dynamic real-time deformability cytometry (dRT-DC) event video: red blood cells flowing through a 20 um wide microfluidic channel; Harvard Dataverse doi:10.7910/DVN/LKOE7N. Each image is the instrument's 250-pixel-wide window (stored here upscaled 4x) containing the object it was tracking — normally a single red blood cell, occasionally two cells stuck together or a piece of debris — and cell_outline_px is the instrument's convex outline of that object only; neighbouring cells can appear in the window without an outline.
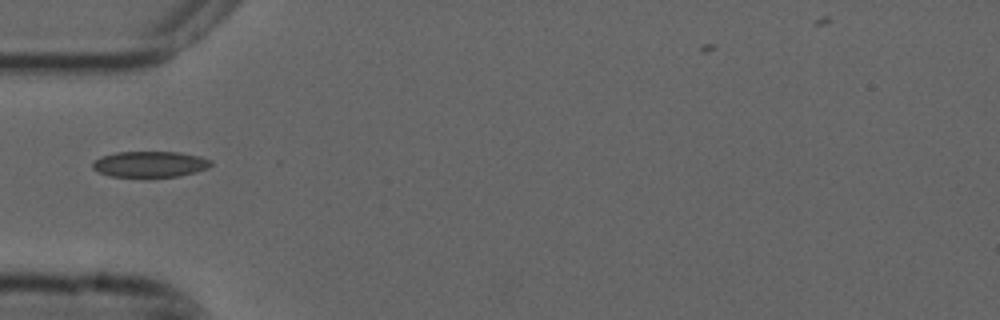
{"species": "common noctule bat (a hibernating species)", "species_latin": "Nyctalus noctula", "temperature_condition": "cold", "stored_images_in_passage": 19, "camera_frame_rate_fps": 3000, "um_per_image_px": 0.085, "animal": {"sex": "male", "forearm_length_mm": 52.5}, "frame": {"image": 1, "passage_image": 1, "time_ms": 0.0, "image_size_px": [1000, 320], "cell_outline_px": [[212, 164], [208, 168], [196, 172], [176, 176], [108, 176], [92, 168], [92, 164], [100, 156], [116, 152], [180, 152], [200, 156], [212, 160]], "centroid_in_image_um": [12.77, 13.94], "position_along_channel_um": 72.2, "area_um2": 17.74}}
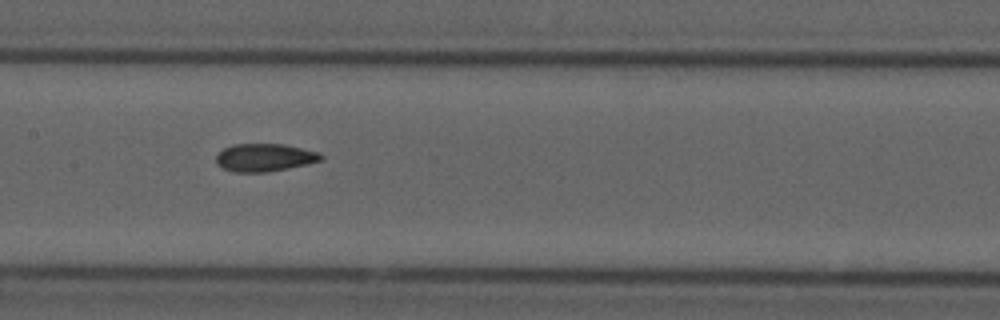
{"frame": {"image": 2, "passage_image": 10, "time_ms": 3.0, "image_size_px": [1000, 320], "cell_outline_px": [[324, 156], [320, 160], [308, 164], [268, 172], [232, 172], [216, 164], [216, 156], [224, 148], [232, 144], [284, 144], [320, 152]], "centroid_in_image_um": [22.49, 13.39], "position_along_channel_um": 184.9, "area_um2": 17.05}}
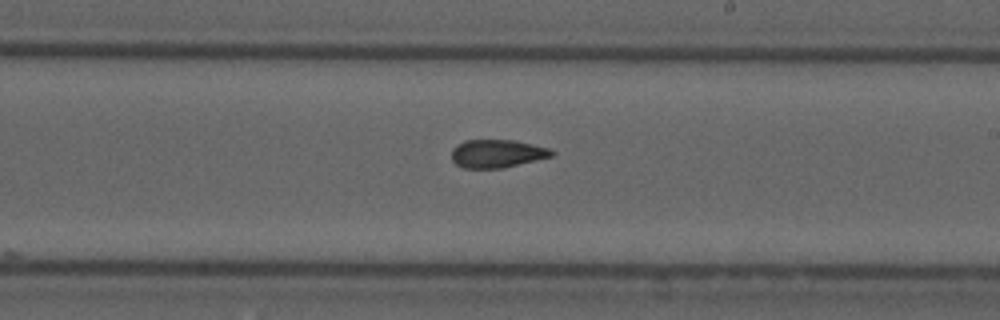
{"frame": {"image": 3, "passage_image": 15, "time_ms": 4.667, "image_size_px": [1000, 320], "cell_outline_px": [[556, 152], [552, 156], [504, 168], [464, 168], [456, 164], [452, 160], [452, 148], [456, 144], [464, 140], [516, 140], [552, 148]], "centroid_in_image_um": [42.27, 13.04], "position_along_channel_um": 246.7, "area_um2": 16.65}}